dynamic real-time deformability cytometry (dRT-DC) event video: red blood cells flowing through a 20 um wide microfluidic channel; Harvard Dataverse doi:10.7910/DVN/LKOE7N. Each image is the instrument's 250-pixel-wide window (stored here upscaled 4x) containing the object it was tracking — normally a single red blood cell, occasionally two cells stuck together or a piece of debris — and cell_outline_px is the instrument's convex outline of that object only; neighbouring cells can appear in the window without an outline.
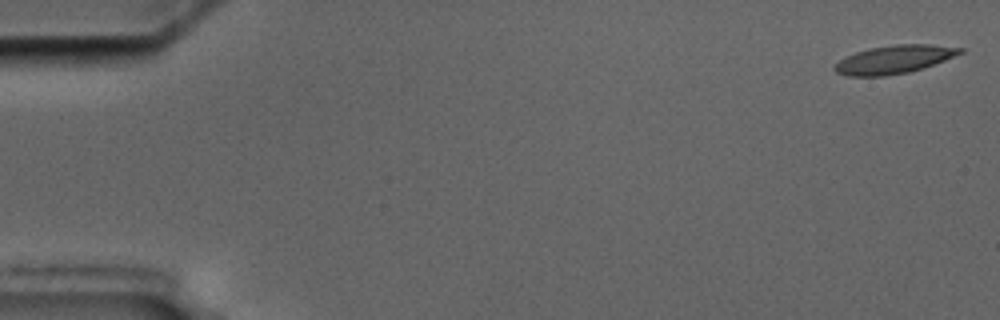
{"species": "common noctule bat (a hibernating species)", "species_latin": "Nyctalus noctula", "temperature_condition": "cold", "stored_images_in_passage": 13, "camera_frame_rate_fps": 3000, "um_per_image_px": 0.085, "animal": {"sex": "male", "body_mass_g": 17.5, "forearm_length_mm": 52.3}, "frame": {"image": 1, "passage_image": 1, "time_ms": 0.0, "image_size_px": [1000, 320], "cell_outline_px": [[964, 52], [944, 60], [908, 72], [884, 76], [848, 76], [836, 72], [832, 68], [840, 60], [856, 52], [868, 48], [896, 44], [928, 44], [964, 48]], "centroid_in_image_um": [75.98, 5.04], "position_along_channel_um": 9.0, "area_um2": 20.35}}